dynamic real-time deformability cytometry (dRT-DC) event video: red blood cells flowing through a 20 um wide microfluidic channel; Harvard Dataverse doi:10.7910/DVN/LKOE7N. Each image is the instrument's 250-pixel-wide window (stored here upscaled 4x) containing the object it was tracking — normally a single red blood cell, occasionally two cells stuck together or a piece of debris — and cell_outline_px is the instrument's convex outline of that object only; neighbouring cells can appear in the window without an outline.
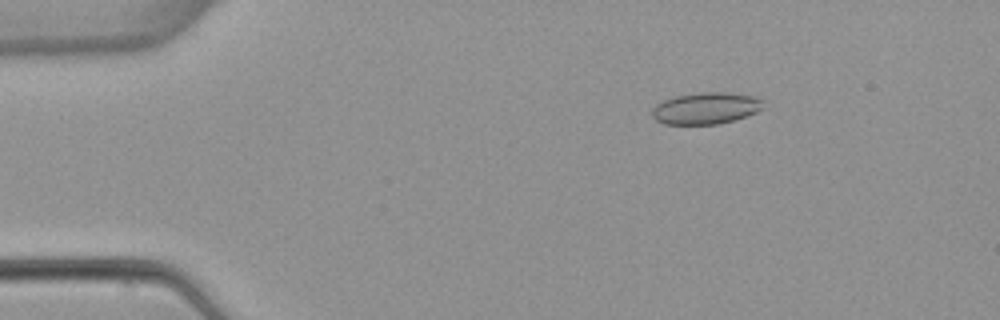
{"species": "common noctule bat (a hibernating species)", "species_latin": "Nyctalus noctula", "temperature_condition": "warm", "stored_images_in_passage": 4, "camera_frame_rate_fps": 3000, "um_per_image_px": 0.085, "animal": {"sex": "female", "body_mass_g": 22.7, "forearm_length_mm": 54.2}, "frame": {"image": 1, "passage_image": 3, "time_ms": 2.667, "image_size_px": [1000, 320], "cell_outline_px": [[764, 108], [756, 112], [732, 120], [716, 124], [664, 124], [656, 120], [652, 116], [652, 108], [656, 104], [664, 100], [676, 96], [700, 92], [728, 92], [756, 96], [764, 100]], "centroid_in_image_um": [60.02, 9.19], "position_along_channel_um": 25.0, "area_um2": 20.58}}